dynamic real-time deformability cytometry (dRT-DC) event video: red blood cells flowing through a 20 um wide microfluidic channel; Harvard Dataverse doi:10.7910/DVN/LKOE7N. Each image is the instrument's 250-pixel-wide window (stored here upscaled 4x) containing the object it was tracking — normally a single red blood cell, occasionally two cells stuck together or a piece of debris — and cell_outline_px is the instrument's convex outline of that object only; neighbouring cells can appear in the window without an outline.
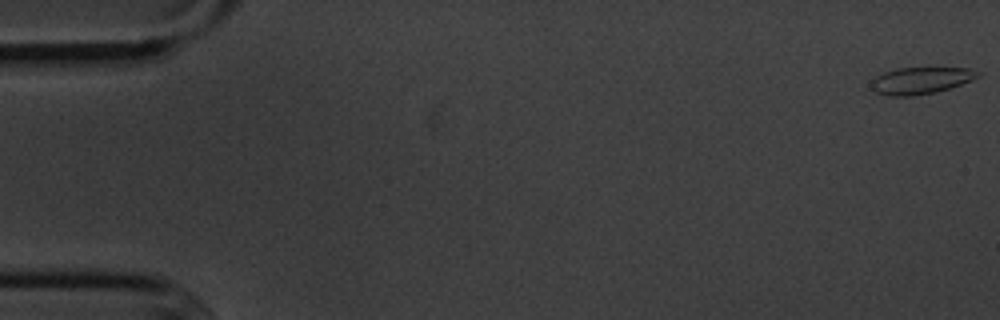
{"species": "common noctule bat (a hibernating species)", "species_latin": "Nyctalus noctula", "temperature_condition": "cold", "stored_images_in_passage": 5, "camera_frame_rate_fps": 3000, "um_per_image_px": 0.085, "animal": {"sex": "male", "body_mass_g": 20.1, "forearm_length_mm": 53.5}, "frame": {"image": 1, "passage_image": 1, "time_ms": 0.0, "image_size_px": [1000, 320], "cell_outline_px": [[980, 76], [972, 80], [936, 92], [912, 96], [888, 96], [876, 92], [872, 88], [872, 80], [876, 76], [884, 72], [896, 68], [928, 64], [968, 68], [980, 72]], "centroid_in_image_um": [78.3, 6.77], "position_along_channel_um": 6.7, "area_um2": 17.57}}
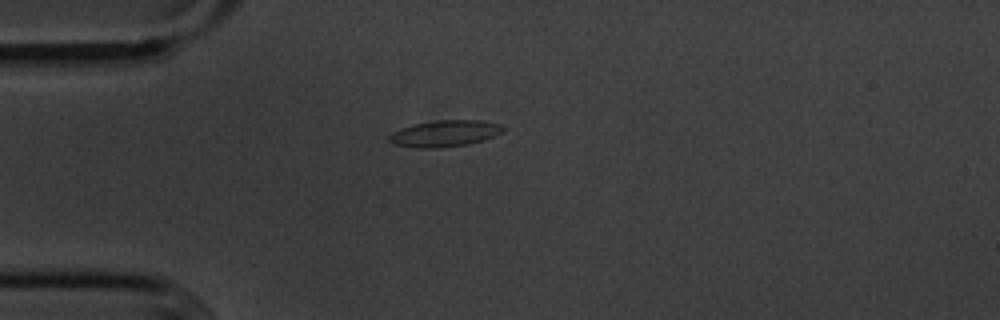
{"frame": {"image": 2, "passage_image": 5, "time_ms": 4.667, "image_size_px": [1000, 320], "cell_outline_px": [[508, 128], [504, 132], [468, 144], [440, 148], [416, 148], [392, 144], [388, 140], [388, 136], [392, 132], [400, 128], [412, 124], [436, 120], [480, 120], [500, 124]], "centroid_in_image_um": [37.78, 11.34], "position_along_channel_um": 47.2, "area_um2": 17.74}}